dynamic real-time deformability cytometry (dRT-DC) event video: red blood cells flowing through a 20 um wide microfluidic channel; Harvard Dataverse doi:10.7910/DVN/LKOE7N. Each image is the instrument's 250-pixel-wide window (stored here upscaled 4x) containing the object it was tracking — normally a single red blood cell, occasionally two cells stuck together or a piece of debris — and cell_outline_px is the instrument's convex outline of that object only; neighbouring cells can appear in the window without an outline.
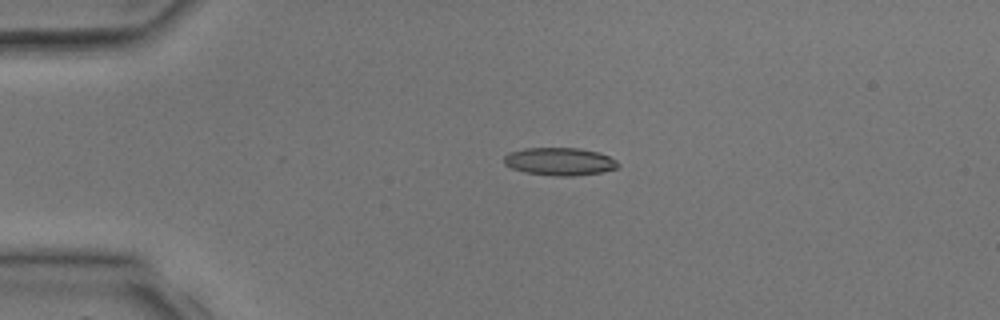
{"species": "common noctule bat (a hibernating species)", "species_latin": "Nyctalus noctula", "temperature_condition": "room temperature", "stored_images_in_passage": 3, "camera_frame_rate_fps": 3000, "um_per_image_px": 0.085, "animal": {"sex": "male", "body_mass_g": 17.9, "forearm_length_mm": 54.2}, "frame": {"image": 1, "passage_image": 3, "time_ms": 2.333, "image_size_px": [1000, 320], "cell_outline_px": [[620, 164], [616, 168], [600, 172], [572, 176], [552, 176], [524, 172], [512, 168], [504, 164], [504, 156], [508, 152], [524, 148], [580, 148], [600, 152], [616, 160]], "centroid_in_image_um": [47.55, 13.72], "position_along_channel_um": 37.5, "area_um2": 18.55}}